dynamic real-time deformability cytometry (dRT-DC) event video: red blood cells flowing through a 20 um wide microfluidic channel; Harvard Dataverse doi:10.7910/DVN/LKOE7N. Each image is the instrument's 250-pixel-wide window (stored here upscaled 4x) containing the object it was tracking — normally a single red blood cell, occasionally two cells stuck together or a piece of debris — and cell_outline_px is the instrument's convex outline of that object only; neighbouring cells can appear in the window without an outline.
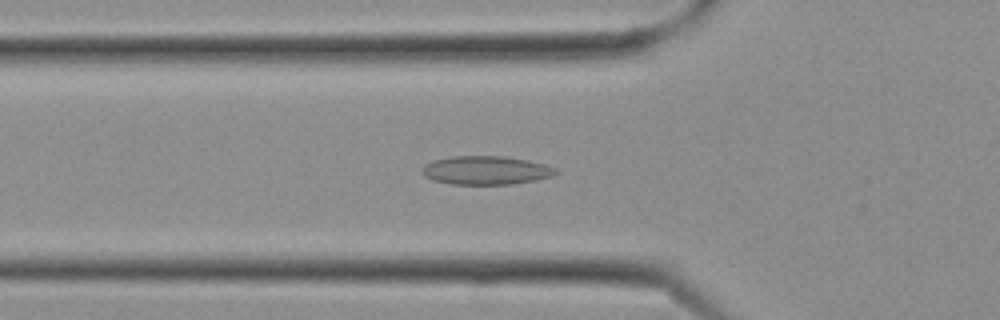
{"species": "Egyptian fruit bat (a non-hibernating species)", "species_latin": "Rousettus aegyptiacus", "temperature_condition": "cold", "stored_images_in_passage": 10, "camera_frame_rate_fps": 3000, "um_per_image_px": 0.085, "frame": {"image": 1, "passage_image": 6, "time_ms": 1.667, "image_size_px": [1000, 320], "cell_outline_px": [[560, 172], [552, 176], [536, 180], [512, 184], [452, 184], [432, 180], [424, 176], [420, 172], [420, 168], [424, 164], [432, 160], [452, 156], [504, 156], [528, 160], [544, 164], [556, 168]], "centroid_in_image_um": [41.27, 14.47], "position_along_channel_um": 84.5, "area_um2": 22.54}}
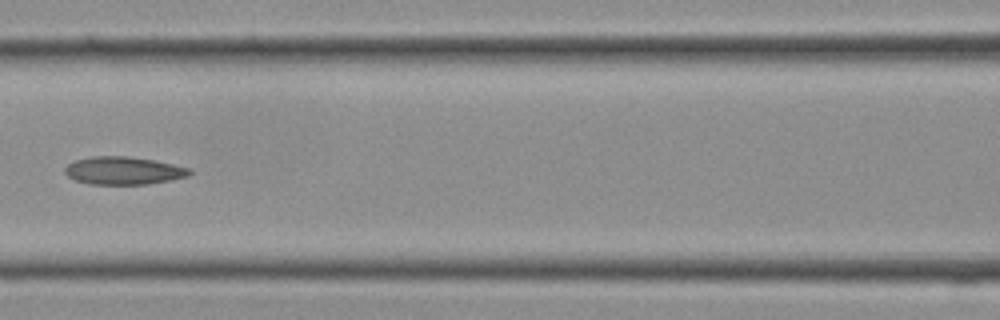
{"frame": {"image": 2, "passage_image": 9, "time_ms": 2.667, "image_size_px": [1000, 320], "cell_outline_px": [[192, 172], [188, 176], [172, 180], [144, 184], [92, 184], [76, 180], [68, 176], [64, 172], [64, 168], [68, 164], [76, 160], [92, 156], [128, 156], [152, 160], [192, 168]], "centroid_in_image_um": [10.51, 14.5], "position_along_channel_um": 156.1, "area_um2": 20.11}}